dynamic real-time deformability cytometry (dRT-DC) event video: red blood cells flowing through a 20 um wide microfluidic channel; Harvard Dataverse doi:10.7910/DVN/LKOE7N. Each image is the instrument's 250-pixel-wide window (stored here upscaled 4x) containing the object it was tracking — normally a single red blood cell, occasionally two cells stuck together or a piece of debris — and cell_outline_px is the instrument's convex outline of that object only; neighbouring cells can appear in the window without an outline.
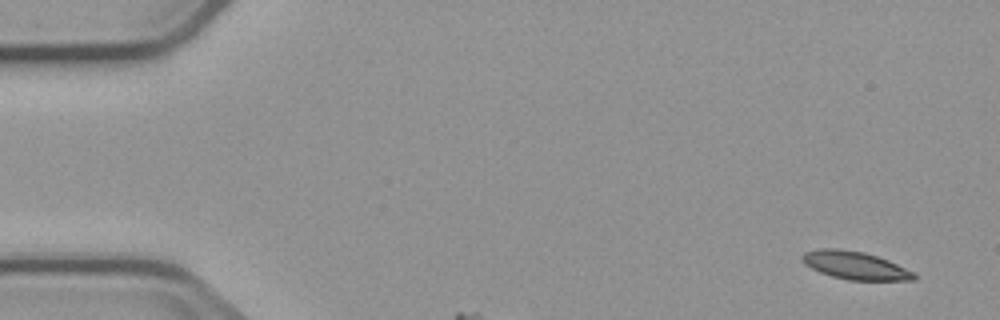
{"species": "common noctule bat (a hibernating species)", "species_latin": "Nyctalus noctula", "temperature_condition": "cold", "stored_images_in_passage": 3, "segment_of_instrument_passage": [1, 2], "camera_frame_rate_fps": 3000, "um_per_image_px": 0.085, "animal": {"sex": "male", "body_mass_g": 23.1, "forearm_length_mm": 52.7}, "frame": {"image": 1, "passage_image": 1, "time_ms": 0.0, "image_size_px": [1000, 320], "cell_outline_px": [[916, 280], [848, 280], [832, 276], [820, 272], [804, 264], [800, 256], [804, 252], [820, 248], [836, 248], [864, 252], [888, 260], [912, 272], [916, 276]], "centroid_in_image_um": [72.63, 22.55], "position_along_channel_um": 12.4, "area_um2": 18.03}}
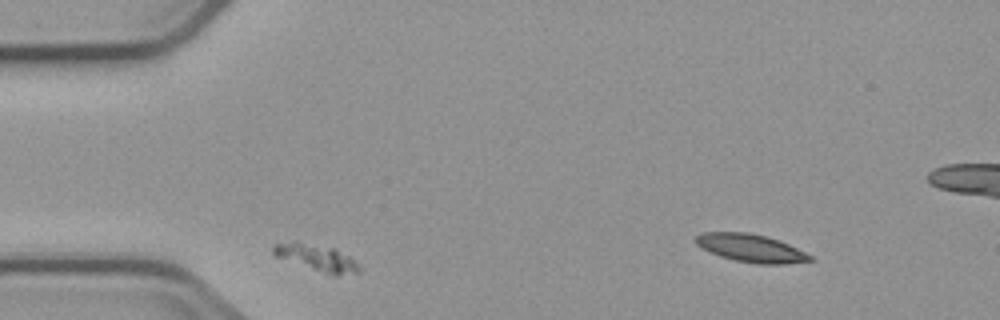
{"frame": {"image": 2, "passage_image": 2, "time_ms": 1.333, "image_size_px": [1000, 320], "cell_outline_px": [[360, 272], [336, 276], [272, 256], [272, 248], [276, 244], [292, 240], [296, 240], [336, 248], [348, 256], [360, 268]], "centroid_in_image_um": [26.85, 21.87], "position_along_channel_um": 58.1, "area_um2": 13.41}}